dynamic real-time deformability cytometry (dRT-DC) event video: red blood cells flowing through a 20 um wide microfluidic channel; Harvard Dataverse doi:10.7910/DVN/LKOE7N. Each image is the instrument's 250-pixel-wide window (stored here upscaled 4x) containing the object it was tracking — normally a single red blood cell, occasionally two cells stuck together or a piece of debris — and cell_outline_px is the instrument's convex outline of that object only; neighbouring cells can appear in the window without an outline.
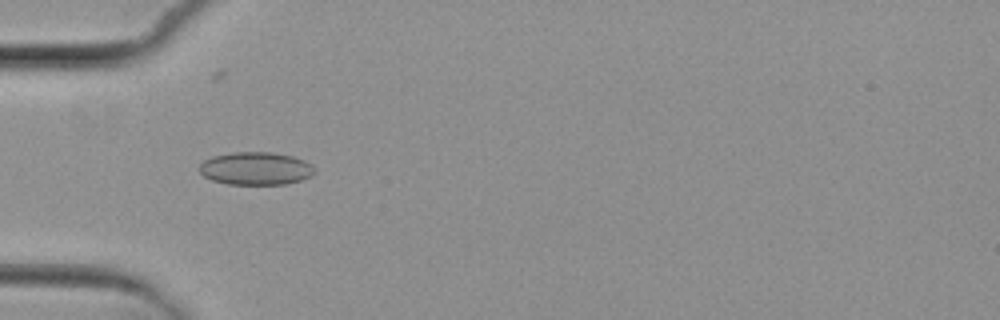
{"species": "common noctule bat (a hibernating species)", "species_latin": "Nyctalus noctula", "temperature_condition": "cold", "stored_images_in_passage": 6, "camera_frame_rate_fps": 3000, "um_per_image_px": 0.085, "animal": {"sex": "female", "body_mass_g": 29.2, "forearm_length_mm": 56.3}, "frame": {"image": 1, "passage_image": 5, "time_ms": 5.667, "image_size_px": [1000, 320], "cell_outline_px": [[316, 172], [312, 176], [300, 180], [284, 184], [228, 184], [212, 180], [204, 176], [200, 172], [200, 164], [204, 160], [212, 156], [232, 152], [272, 152], [292, 156], [304, 160], [312, 164]], "centroid_in_image_um": [21.75, 14.31], "position_along_channel_um": 63.2, "area_um2": 22.14}}
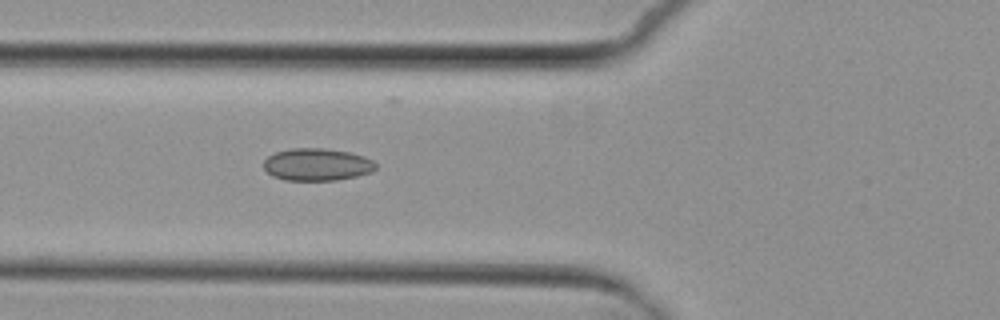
{"frame": {"image": 2, "passage_image": 6, "time_ms": 6.667, "image_size_px": [1000, 320], "cell_outline_px": [[376, 168], [372, 172], [356, 176], [336, 180], [284, 180], [272, 176], [264, 168], [264, 160], [268, 156], [276, 152], [292, 148], [324, 148], [348, 152], [364, 156], [372, 160], [376, 164]], "centroid_in_image_um": [26.94, 13.98], "position_along_channel_um": 98.9, "area_um2": 21.1}}